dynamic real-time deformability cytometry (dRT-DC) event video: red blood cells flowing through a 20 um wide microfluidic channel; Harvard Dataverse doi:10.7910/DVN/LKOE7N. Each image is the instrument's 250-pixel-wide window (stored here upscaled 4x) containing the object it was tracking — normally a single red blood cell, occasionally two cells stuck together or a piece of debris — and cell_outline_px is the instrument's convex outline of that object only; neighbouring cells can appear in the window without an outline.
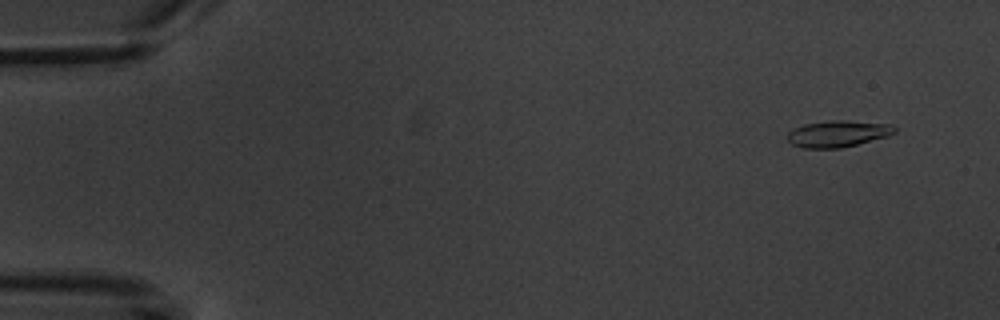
{"species": "common noctule bat (a hibernating species)", "species_latin": "Nyctalus noctula", "temperature_condition": "warm", "stored_images_in_passage": 5, "camera_frame_rate_fps": 3000, "um_per_image_px": 0.085, "animal": {"sex": "male", "body_mass_g": 20.1, "forearm_length_mm": 53.5}, "frame": {"image": 1, "passage_image": 1, "time_ms": 0.0, "image_size_px": [1000, 320], "cell_outline_px": [[896, 132], [888, 136], [840, 148], [804, 148], [792, 144], [784, 136], [792, 128], [804, 124], [828, 120], [844, 120], [892, 124], [896, 128]], "centroid_in_image_um": [71.18, 11.35], "position_along_channel_um": 13.8, "area_um2": 16.7}}
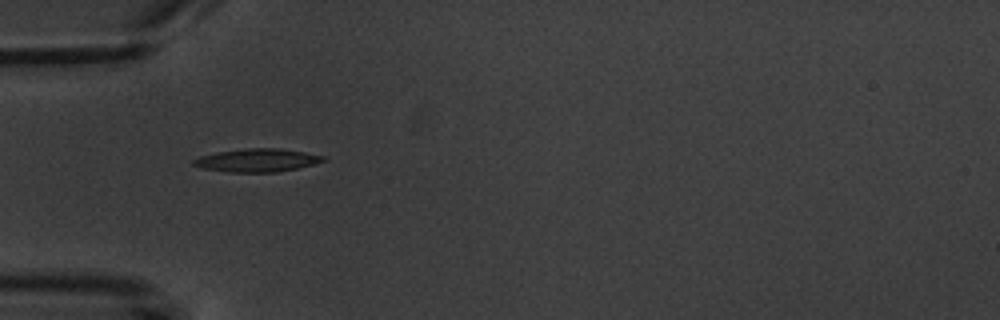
{"frame": {"image": 2, "passage_image": 5, "time_ms": 4.667, "image_size_px": [1000, 320], "cell_outline_px": [[328, 160], [296, 168], [276, 172], [228, 172], [200, 168], [192, 164], [192, 160], [200, 156], [216, 152], [248, 148], [280, 148], [304, 152], [324, 156]], "centroid_in_image_um": [21.82, 13.62], "position_along_channel_um": 63.2, "area_um2": 17.46}}